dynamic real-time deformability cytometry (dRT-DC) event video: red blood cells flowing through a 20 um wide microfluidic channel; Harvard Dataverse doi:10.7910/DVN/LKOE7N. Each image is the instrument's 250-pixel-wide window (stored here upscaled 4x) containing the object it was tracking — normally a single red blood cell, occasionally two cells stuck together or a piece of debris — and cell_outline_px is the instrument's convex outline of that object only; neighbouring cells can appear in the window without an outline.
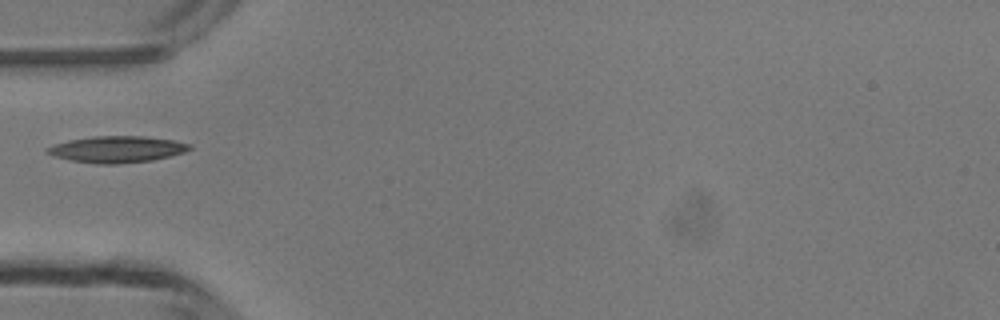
{"species": "common noctule bat (a hibernating species)", "species_latin": "Nyctalus noctula", "temperature_condition": "room temperature", "stored_images_in_passage": 5, "camera_frame_rate_fps": 3000, "um_per_image_px": 0.085, "animal": {"sex": "male", "body_mass_g": 13.3}, "frame": {"image": 1, "passage_image": 4, "time_ms": 3.667, "image_size_px": [1000, 320], "cell_outline_px": [[192, 148], [184, 152], [152, 160], [116, 164], [96, 164], [72, 160], [56, 156], [44, 152], [44, 148], [68, 140], [92, 136], [144, 136], [172, 140], [192, 144]], "centroid_in_image_um": [9.93, 12.68], "position_along_channel_um": 75.1, "area_um2": 21.85}}
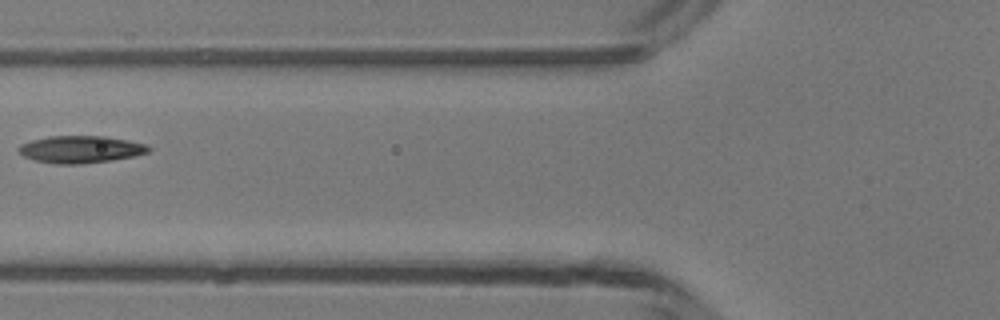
{"frame": {"image": 2, "passage_image": 5, "time_ms": 4.667, "image_size_px": [1000, 320], "cell_outline_px": [[152, 148], [148, 152], [136, 156], [112, 160], [84, 164], [56, 164], [36, 160], [24, 156], [16, 148], [20, 144], [32, 140], [48, 136], [104, 136], [128, 140], [144, 144]], "centroid_in_image_um": [6.86, 12.69], "position_along_channel_um": 118.9, "area_um2": 20.63}}